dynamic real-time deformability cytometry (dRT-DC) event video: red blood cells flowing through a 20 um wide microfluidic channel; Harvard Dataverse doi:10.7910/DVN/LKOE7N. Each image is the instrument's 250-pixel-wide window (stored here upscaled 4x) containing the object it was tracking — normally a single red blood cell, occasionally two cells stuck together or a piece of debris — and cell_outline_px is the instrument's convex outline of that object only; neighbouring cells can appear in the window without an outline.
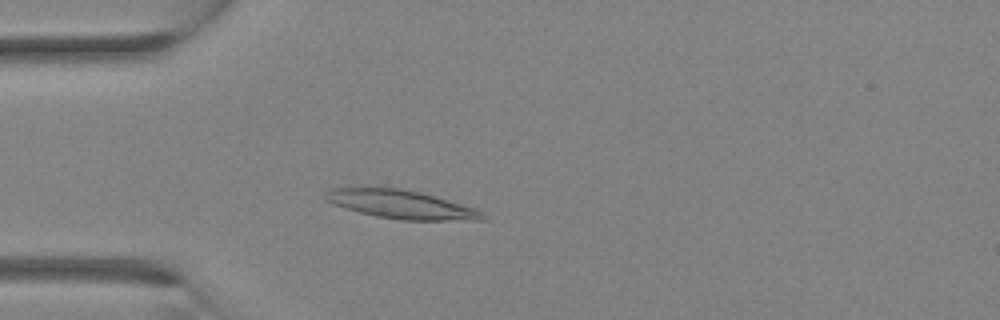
{"species": "Egyptian fruit bat (a non-hibernating species)", "species_latin": "Rousettus aegyptiacus", "temperature_condition": "room temperature", "stored_images_in_passage": 32, "camera_frame_rate_fps": 3000, "um_per_image_px": 0.085, "animal": {"sex": "female"}, "frame": {"image": 1, "passage_image": 9, "time_ms": 2.667, "image_size_px": [1000, 320], "cell_outline_px": [[488, 220], [400, 220], [376, 216], [344, 208], [332, 204], [324, 200], [324, 192], [328, 188], [360, 184], [400, 188], [420, 192], [436, 196], [476, 208]], "centroid_in_image_um": [33.94, 17.32], "position_along_channel_um": 51.1, "area_um2": 27.17}}
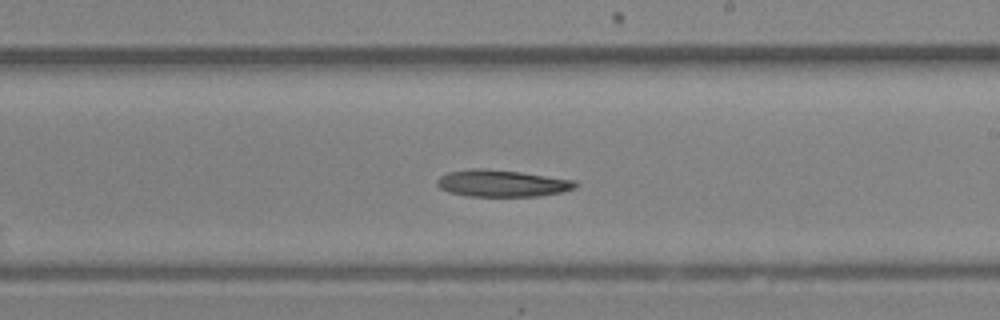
{"frame": {"image": 2, "passage_image": 19, "time_ms": 6.0, "image_size_px": [1000, 320], "cell_outline_px": [[580, 184], [576, 188], [564, 192], [540, 196], [468, 196], [448, 192], [440, 188], [436, 184], [436, 180], [440, 176], [448, 172], [472, 168], [480, 168], [520, 172], [576, 180]], "centroid_in_image_um": [42.7, 15.58], "position_along_channel_um": 246.3, "area_um2": 21.85}}
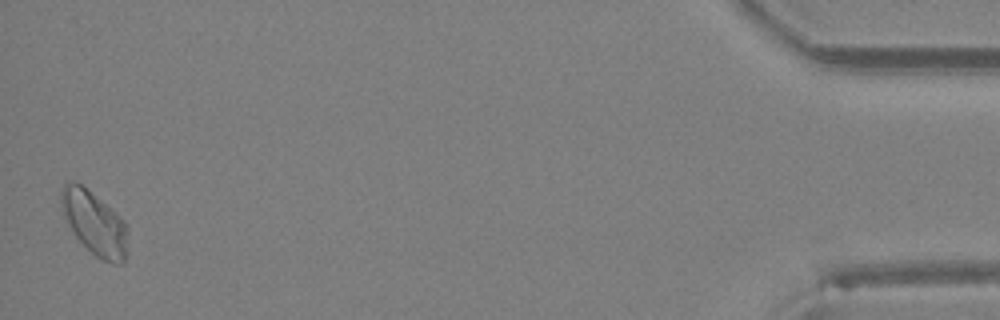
{"frame": {"image": 3, "passage_image": 32, "time_ms": 10.333, "image_size_px": [1000, 320], "cell_outline_px": [[128, 228], [124, 264], [112, 264], [96, 256], [76, 236], [68, 224], [64, 216], [60, 204], [60, 188], [64, 180], [72, 180], [80, 184], [100, 200], [124, 220]], "centroid_in_image_um": [8.0, 18.93], "position_along_channel_um": 427.2, "area_um2": 24.45}}